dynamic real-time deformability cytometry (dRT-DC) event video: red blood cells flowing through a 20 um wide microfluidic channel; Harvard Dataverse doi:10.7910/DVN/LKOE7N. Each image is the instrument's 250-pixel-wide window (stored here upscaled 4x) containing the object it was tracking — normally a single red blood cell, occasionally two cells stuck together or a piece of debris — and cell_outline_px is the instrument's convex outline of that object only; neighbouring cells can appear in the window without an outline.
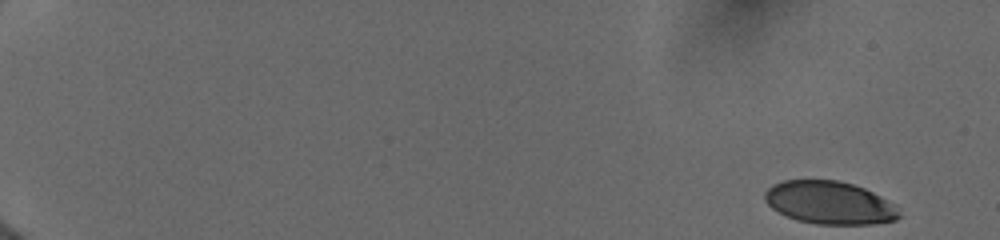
{"species": "human", "species_latin": "Homo sapiens", "temperature_condition": "cold", "stored_images_in_passage": 10, "camera_frame_rate_fps": 3000, "um_per_image_px": 0.085, "donor": {"sex": "female"}, "frame": {"image": 1, "passage_image": 1, "time_ms": 0.0, "image_size_px": [1000, 240], "cell_outline_px": [[900, 216], [896, 220], [872, 224], [816, 224], [796, 220], [772, 208], [764, 200], [764, 192], [772, 184], [784, 180], [836, 180], [852, 184], [864, 188], [896, 204]], "centroid_in_image_um": [70.51, 17.23], "position_along_channel_um": 14.5, "area_um2": 33.58}}
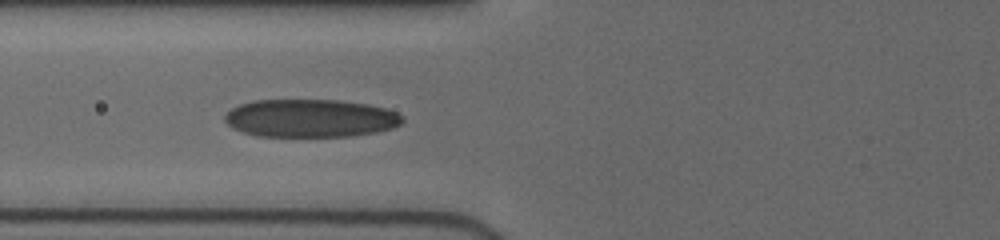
{"frame": {"image": 2, "passage_image": 7, "time_ms": 7.0, "image_size_px": [1000, 240], "cell_outline_px": [[404, 120], [400, 124], [392, 128], [376, 132], [348, 136], [256, 136], [232, 128], [224, 120], [224, 116], [232, 108], [240, 104], [252, 100], [340, 100], [368, 104], [384, 108], [396, 112], [404, 116]], "centroid_in_image_um": [26.39, 10.04], "position_along_channel_um": 99.4, "area_um2": 39.36}}
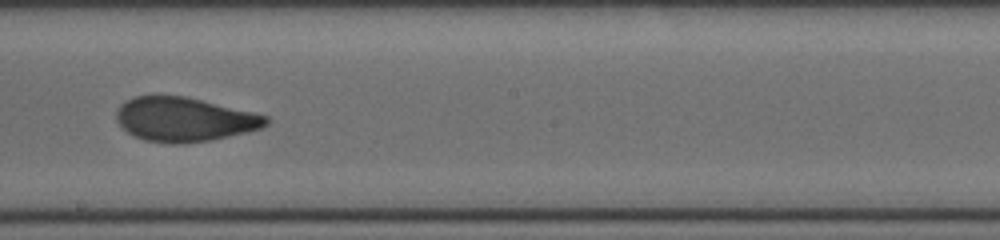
{"frame": {"image": 3, "passage_image": 10, "time_ms": 10.333, "image_size_px": [1000, 240], "cell_outline_px": [[268, 124], [260, 128], [212, 140], [176, 144], [172, 144], [144, 140], [128, 132], [116, 120], [116, 112], [120, 104], [136, 96], [184, 96], [256, 112], [268, 116]], "centroid_in_image_um": [15.68, 10.15], "position_along_channel_um": 232.5, "area_um2": 38.26}}